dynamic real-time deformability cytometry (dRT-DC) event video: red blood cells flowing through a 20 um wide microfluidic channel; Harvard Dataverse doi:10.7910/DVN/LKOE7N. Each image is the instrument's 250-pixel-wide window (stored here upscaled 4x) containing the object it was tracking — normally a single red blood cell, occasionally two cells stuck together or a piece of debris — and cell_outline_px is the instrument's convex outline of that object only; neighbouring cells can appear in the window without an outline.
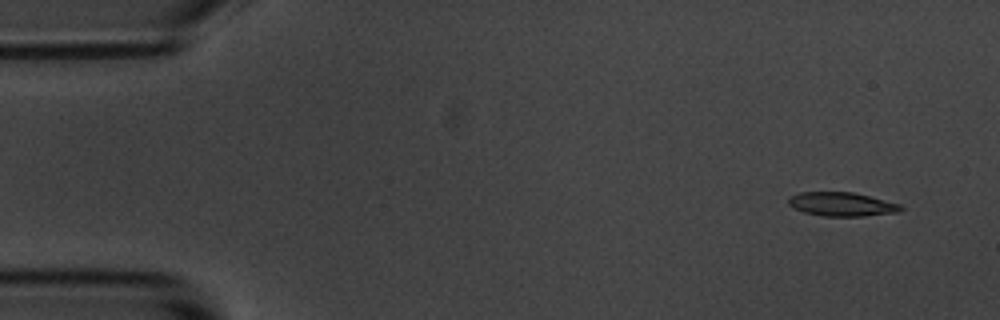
{"species": "common noctule bat (a hibernating species)", "species_latin": "Nyctalus noctula", "temperature_condition": "room temperature", "stored_images_in_passage": 15, "camera_frame_rate_fps": 3000, "um_per_image_px": 0.085, "animal": {"sex": "male", "body_mass_g": 20.1, "forearm_length_mm": 53.5}, "frame": {"image": 1, "passage_image": 1, "time_ms": 0.0, "image_size_px": [1000, 320], "cell_outline_px": [[904, 208], [900, 212], [864, 216], [824, 216], [804, 212], [792, 208], [788, 204], [788, 196], [800, 192], [852, 192], [900, 204]], "centroid_in_image_um": [71.52, 17.36], "position_along_channel_um": 13.5, "area_um2": 15.66}}
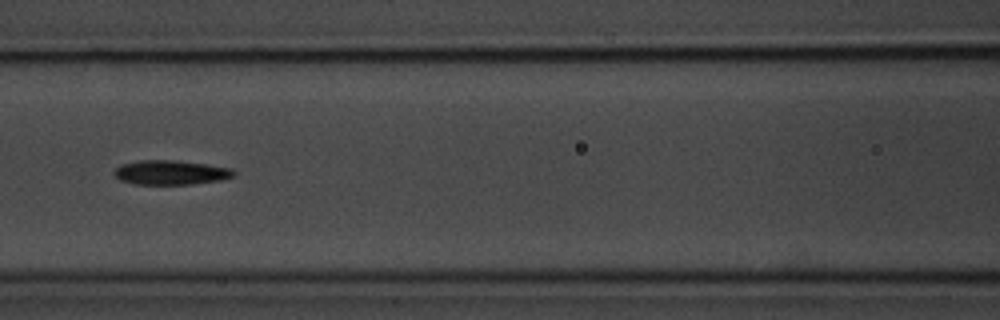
{"frame": {"image": 2, "passage_image": 6, "time_ms": 1.667, "image_size_px": [1000, 320], "cell_outline_px": [[236, 176], [220, 180], [192, 184], [132, 184], [120, 180], [112, 172], [120, 164], [140, 160], [172, 160], [204, 164], [232, 168], [236, 172]], "centroid_in_image_um": [14.5, 14.66], "position_along_channel_um": 152.1, "area_um2": 17.05}}
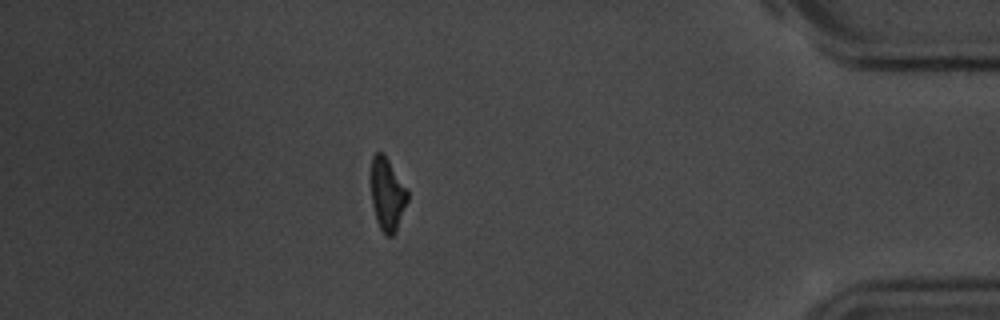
{"frame": {"image": 3, "passage_image": 13, "time_ms": 4.0, "image_size_px": [1000, 320], "cell_outline_px": [[408, 200], [396, 232], [392, 236], [384, 236], [376, 220], [372, 204], [368, 176], [372, 156], [376, 152], [384, 152], [408, 188]], "centroid_in_image_um": [32.89, 16.46], "position_along_channel_um": 402.3, "area_um2": 16.42}}